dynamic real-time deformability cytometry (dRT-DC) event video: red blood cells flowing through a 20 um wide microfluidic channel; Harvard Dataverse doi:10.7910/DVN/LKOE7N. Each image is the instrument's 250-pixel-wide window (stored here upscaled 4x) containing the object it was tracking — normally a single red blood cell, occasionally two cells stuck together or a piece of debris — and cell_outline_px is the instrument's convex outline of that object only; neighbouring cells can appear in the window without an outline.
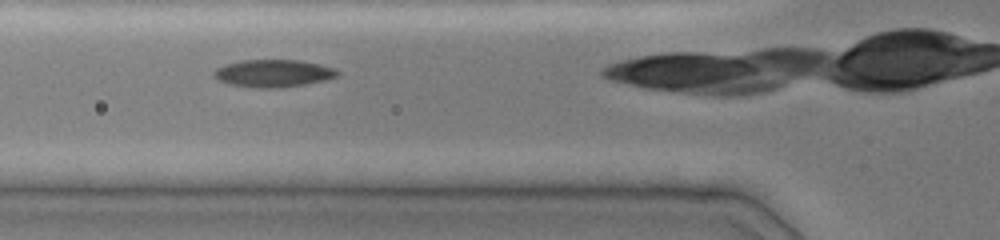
{"species": "common noctule bat (a hibernating species)", "species_latin": "Nyctalus noctula", "temperature_condition": "cold", "stored_images_in_passage": 7, "camera_frame_rate_fps": 3000, "um_per_image_px": 0.085, "animal": {"sex": "female", "body_mass_g": 19.0, "forearm_length_mm": 51.5}, "frame": {"image": 1, "passage_image": 2, "time_ms": 1.0, "image_size_px": [1000, 240], "cell_outline_px": [[340, 76], [324, 80], [304, 84], [268, 88], [260, 88], [228, 84], [212, 76], [212, 72], [216, 68], [224, 64], [240, 60], [300, 60], [320, 64], [336, 68], [340, 72]], "centroid_in_image_um": [23.23, 6.21], "position_along_channel_um": 102.6, "area_um2": 19.83}}